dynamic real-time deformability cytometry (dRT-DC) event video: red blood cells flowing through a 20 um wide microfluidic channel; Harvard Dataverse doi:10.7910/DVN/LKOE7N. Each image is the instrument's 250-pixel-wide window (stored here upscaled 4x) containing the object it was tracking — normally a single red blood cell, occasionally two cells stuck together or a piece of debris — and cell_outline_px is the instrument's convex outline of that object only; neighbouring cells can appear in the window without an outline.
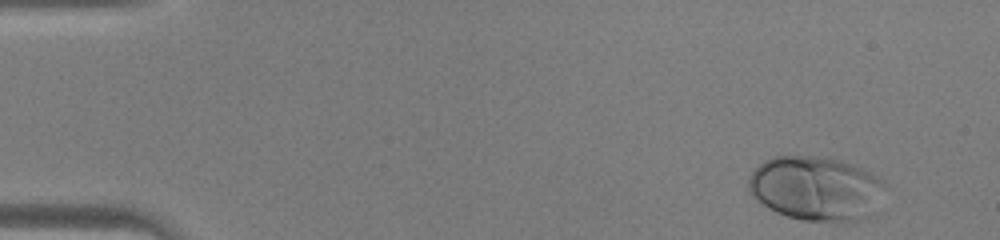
{"species": "human", "species_latin": "Homo sapiens", "temperature_condition": "warm", "stored_images_in_passage": 42, "camera_frame_rate_fps": 3000, "um_per_image_px": 0.085, "donor": {"sex": "male"}, "frame": {"image": 1, "passage_image": 1, "time_ms": 0.0, "image_size_px": [1000, 240], "cell_outline_px": [[888, 184], [868, 216], [860, 220], [844, 224], [804, 220], [788, 216], [776, 212], [768, 208], [752, 196], [748, 188], [748, 176], [764, 160], [772, 156], [828, 156], [852, 164], [884, 180]], "centroid_in_image_um": [69.35, 16.02], "position_along_channel_um": 15.7, "area_um2": 51.67}}
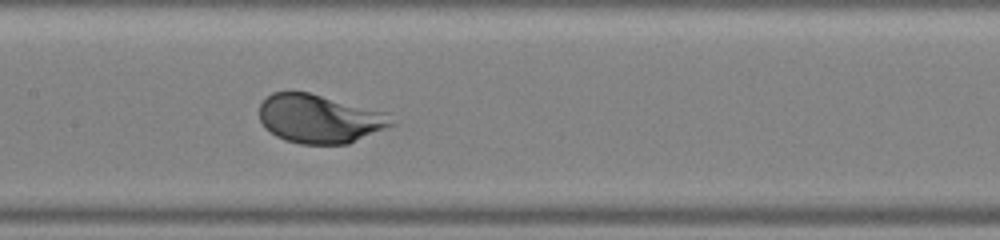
{"frame": {"image": 2, "passage_image": 20, "time_ms": 6.333, "image_size_px": [1000, 240], "cell_outline_px": [[396, 124], [348, 144], [300, 144], [284, 140], [276, 136], [264, 128], [260, 120], [260, 104], [272, 92], [308, 92], [384, 112]], "centroid_in_image_um": [27.12, 10.11], "position_along_channel_um": 180.3, "area_um2": 37.17}}
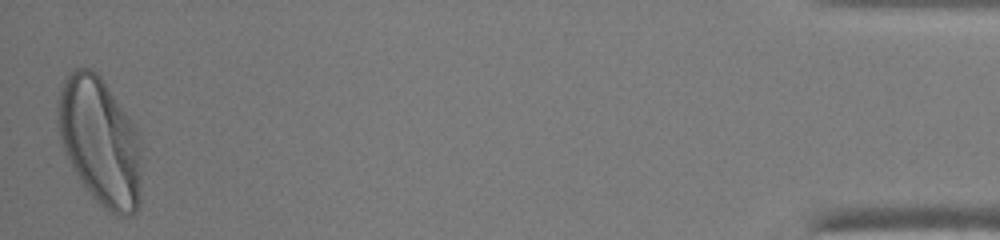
{"frame": {"image": 3, "passage_image": 42, "time_ms": 13.667, "image_size_px": [1000, 240], "cell_outline_px": [[140, 204], [136, 212], [132, 216], [120, 216], [104, 208], [92, 196], [80, 180], [60, 140], [56, 112], [56, 108], [60, 92], [64, 80], [68, 72], [76, 68], [88, 68], [96, 72], [104, 80], [140, 136]], "centroid_in_image_um": [8.51, 12.02], "position_along_channel_um": 426.7, "area_um2": 61.96}}